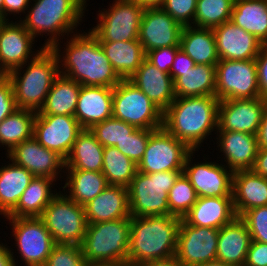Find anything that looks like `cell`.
Returning a JSON list of instances; mask_svg holds the SVG:
<instances>
[{
	"label": "cell",
	"instance_id": "680465c9",
	"mask_svg": "<svg viewBox=\"0 0 267 266\" xmlns=\"http://www.w3.org/2000/svg\"><path fill=\"white\" fill-rule=\"evenodd\" d=\"M144 9L162 8L165 0H135Z\"/></svg>",
	"mask_w": 267,
	"mask_h": 266
},
{
	"label": "cell",
	"instance_id": "30bf717a",
	"mask_svg": "<svg viewBox=\"0 0 267 266\" xmlns=\"http://www.w3.org/2000/svg\"><path fill=\"white\" fill-rule=\"evenodd\" d=\"M114 1L108 10L99 9V23L90 30L99 42L138 40L144 8L135 0Z\"/></svg>",
	"mask_w": 267,
	"mask_h": 266
},
{
	"label": "cell",
	"instance_id": "d6986e66",
	"mask_svg": "<svg viewBox=\"0 0 267 266\" xmlns=\"http://www.w3.org/2000/svg\"><path fill=\"white\" fill-rule=\"evenodd\" d=\"M9 21L0 25V66L6 74L23 66L43 49L32 51L35 38L20 21Z\"/></svg>",
	"mask_w": 267,
	"mask_h": 266
},
{
	"label": "cell",
	"instance_id": "c3c4849f",
	"mask_svg": "<svg viewBox=\"0 0 267 266\" xmlns=\"http://www.w3.org/2000/svg\"><path fill=\"white\" fill-rule=\"evenodd\" d=\"M180 47L157 48L146 53V59L157 69L170 74L176 52Z\"/></svg>",
	"mask_w": 267,
	"mask_h": 266
},
{
	"label": "cell",
	"instance_id": "d590c367",
	"mask_svg": "<svg viewBox=\"0 0 267 266\" xmlns=\"http://www.w3.org/2000/svg\"><path fill=\"white\" fill-rule=\"evenodd\" d=\"M230 21L267 45V0H234Z\"/></svg>",
	"mask_w": 267,
	"mask_h": 266
},
{
	"label": "cell",
	"instance_id": "ba28073f",
	"mask_svg": "<svg viewBox=\"0 0 267 266\" xmlns=\"http://www.w3.org/2000/svg\"><path fill=\"white\" fill-rule=\"evenodd\" d=\"M39 218L55 244L82 245L88 225L85 209L65 193L59 191Z\"/></svg>",
	"mask_w": 267,
	"mask_h": 266
},
{
	"label": "cell",
	"instance_id": "7a4b0ae2",
	"mask_svg": "<svg viewBox=\"0 0 267 266\" xmlns=\"http://www.w3.org/2000/svg\"><path fill=\"white\" fill-rule=\"evenodd\" d=\"M219 101L216 96L175 98L163 112V128L192 151H198L217 131Z\"/></svg>",
	"mask_w": 267,
	"mask_h": 266
},
{
	"label": "cell",
	"instance_id": "8fae6325",
	"mask_svg": "<svg viewBox=\"0 0 267 266\" xmlns=\"http://www.w3.org/2000/svg\"><path fill=\"white\" fill-rule=\"evenodd\" d=\"M216 97L220 101L259 98L256 59L219 60L216 65Z\"/></svg>",
	"mask_w": 267,
	"mask_h": 266
},
{
	"label": "cell",
	"instance_id": "9c48e42d",
	"mask_svg": "<svg viewBox=\"0 0 267 266\" xmlns=\"http://www.w3.org/2000/svg\"><path fill=\"white\" fill-rule=\"evenodd\" d=\"M112 117L139 129L163 127V112L129 79L113 89Z\"/></svg>",
	"mask_w": 267,
	"mask_h": 266
},
{
	"label": "cell",
	"instance_id": "bcb514c9",
	"mask_svg": "<svg viewBox=\"0 0 267 266\" xmlns=\"http://www.w3.org/2000/svg\"><path fill=\"white\" fill-rule=\"evenodd\" d=\"M197 0H165L162 9L182 26H194Z\"/></svg>",
	"mask_w": 267,
	"mask_h": 266
},
{
	"label": "cell",
	"instance_id": "83f0119b",
	"mask_svg": "<svg viewBox=\"0 0 267 266\" xmlns=\"http://www.w3.org/2000/svg\"><path fill=\"white\" fill-rule=\"evenodd\" d=\"M235 217L232 197H198L183 220L191 226L220 229Z\"/></svg>",
	"mask_w": 267,
	"mask_h": 266
},
{
	"label": "cell",
	"instance_id": "f907efd6",
	"mask_svg": "<svg viewBox=\"0 0 267 266\" xmlns=\"http://www.w3.org/2000/svg\"><path fill=\"white\" fill-rule=\"evenodd\" d=\"M256 59L260 97L267 99V45H263Z\"/></svg>",
	"mask_w": 267,
	"mask_h": 266
},
{
	"label": "cell",
	"instance_id": "f546056e",
	"mask_svg": "<svg viewBox=\"0 0 267 266\" xmlns=\"http://www.w3.org/2000/svg\"><path fill=\"white\" fill-rule=\"evenodd\" d=\"M99 43L121 79H130L146 59V52L139 40Z\"/></svg>",
	"mask_w": 267,
	"mask_h": 266
},
{
	"label": "cell",
	"instance_id": "ab89813d",
	"mask_svg": "<svg viewBox=\"0 0 267 266\" xmlns=\"http://www.w3.org/2000/svg\"><path fill=\"white\" fill-rule=\"evenodd\" d=\"M234 0H197L194 26L215 28L229 21Z\"/></svg>",
	"mask_w": 267,
	"mask_h": 266
},
{
	"label": "cell",
	"instance_id": "277c9868",
	"mask_svg": "<svg viewBox=\"0 0 267 266\" xmlns=\"http://www.w3.org/2000/svg\"><path fill=\"white\" fill-rule=\"evenodd\" d=\"M23 20H19L34 37L49 36L43 48H52L61 38L77 31L85 17L87 0H32ZM35 2V3H34ZM31 6V7H30ZM84 16V17H83Z\"/></svg>",
	"mask_w": 267,
	"mask_h": 266
},
{
	"label": "cell",
	"instance_id": "be15d7a7",
	"mask_svg": "<svg viewBox=\"0 0 267 266\" xmlns=\"http://www.w3.org/2000/svg\"><path fill=\"white\" fill-rule=\"evenodd\" d=\"M3 2L4 0H0V16L3 19Z\"/></svg>",
	"mask_w": 267,
	"mask_h": 266
},
{
	"label": "cell",
	"instance_id": "52a82bcc",
	"mask_svg": "<svg viewBox=\"0 0 267 266\" xmlns=\"http://www.w3.org/2000/svg\"><path fill=\"white\" fill-rule=\"evenodd\" d=\"M183 171L144 174L137 171L128 189L130 216L169 215L168 192Z\"/></svg>",
	"mask_w": 267,
	"mask_h": 266
},
{
	"label": "cell",
	"instance_id": "6f0895ef",
	"mask_svg": "<svg viewBox=\"0 0 267 266\" xmlns=\"http://www.w3.org/2000/svg\"><path fill=\"white\" fill-rule=\"evenodd\" d=\"M142 266H183L176 258V256L167 258V259H162V260H154V261H149Z\"/></svg>",
	"mask_w": 267,
	"mask_h": 266
},
{
	"label": "cell",
	"instance_id": "11a10c76",
	"mask_svg": "<svg viewBox=\"0 0 267 266\" xmlns=\"http://www.w3.org/2000/svg\"><path fill=\"white\" fill-rule=\"evenodd\" d=\"M9 246L0 244V266H18V262L15 260L16 257L13 255L12 248H8Z\"/></svg>",
	"mask_w": 267,
	"mask_h": 266
},
{
	"label": "cell",
	"instance_id": "4316f807",
	"mask_svg": "<svg viewBox=\"0 0 267 266\" xmlns=\"http://www.w3.org/2000/svg\"><path fill=\"white\" fill-rule=\"evenodd\" d=\"M232 200L236 216L245 211L267 205V178L253 170H239L233 174Z\"/></svg>",
	"mask_w": 267,
	"mask_h": 266
},
{
	"label": "cell",
	"instance_id": "9f6ffc18",
	"mask_svg": "<svg viewBox=\"0 0 267 266\" xmlns=\"http://www.w3.org/2000/svg\"><path fill=\"white\" fill-rule=\"evenodd\" d=\"M257 141L259 148H267V99L260 127L257 133Z\"/></svg>",
	"mask_w": 267,
	"mask_h": 266
},
{
	"label": "cell",
	"instance_id": "44dd1931",
	"mask_svg": "<svg viewBox=\"0 0 267 266\" xmlns=\"http://www.w3.org/2000/svg\"><path fill=\"white\" fill-rule=\"evenodd\" d=\"M213 31L220 60L255 59L264 45L253 34L230 20L213 28Z\"/></svg>",
	"mask_w": 267,
	"mask_h": 266
},
{
	"label": "cell",
	"instance_id": "603a6c76",
	"mask_svg": "<svg viewBox=\"0 0 267 266\" xmlns=\"http://www.w3.org/2000/svg\"><path fill=\"white\" fill-rule=\"evenodd\" d=\"M113 89L81 85L74 117L83 129L112 117Z\"/></svg>",
	"mask_w": 267,
	"mask_h": 266
},
{
	"label": "cell",
	"instance_id": "f1b7e54d",
	"mask_svg": "<svg viewBox=\"0 0 267 266\" xmlns=\"http://www.w3.org/2000/svg\"><path fill=\"white\" fill-rule=\"evenodd\" d=\"M180 49L195 64L216 66L219 59L213 29L195 26H183L180 37Z\"/></svg>",
	"mask_w": 267,
	"mask_h": 266
},
{
	"label": "cell",
	"instance_id": "4dcf8cb0",
	"mask_svg": "<svg viewBox=\"0 0 267 266\" xmlns=\"http://www.w3.org/2000/svg\"><path fill=\"white\" fill-rule=\"evenodd\" d=\"M103 150L90 129H83L65 159V170L102 172Z\"/></svg>",
	"mask_w": 267,
	"mask_h": 266
},
{
	"label": "cell",
	"instance_id": "e0dca14e",
	"mask_svg": "<svg viewBox=\"0 0 267 266\" xmlns=\"http://www.w3.org/2000/svg\"><path fill=\"white\" fill-rule=\"evenodd\" d=\"M265 106L266 99L261 97L219 101L217 130L257 135Z\"/></svg>",
	"mask_w": 267,
	"mask_h": 266
},
{
	"label": "cell",
	"instance_id": "1f68e13d",
	"mask_svg": "<svg viewBox=\"0 0 267 266\" xmlns=\"http://www.w3.org/2000/svg\"><path fill=\"white\" fill-rule=\"evenodd\" d=\"M33 178L28 170L12 161L0 167V215L7 217L15 209Z\"/></svg>",
	"mask_w": 267,
	"mask_h": 266
},
{
	"label": "cell",
	"instance_id": "6da1fadb",
	"mask_svg": "<svg viewBox=\"0 0 267 266\" xmlns=\"http://www.w3.org/2000/svg\"><path fill=\"white\" fill-rule=\"evenodd\" d=\"M84 33L75 32L69 36L64 43V54L60 53V42L52 47L59 61V73L84 86L116 87L122 79L113 69L97 36L90 29Z\"/></svg>",
	"mask_w": 267,
	"mask_h": 266
},
{
	"label": "cell",
	"instance_id": "74e56055",
	"mask_svg": "<svg viewBox=\"0 0 267 266\" xmlns=\"http://www.w3.org/2000/svg\"><path fill=\"white\" fill-rule=\"evenodd\" d=\"M36 112L17 109L0 123V146L7 147L8 154L15 146L33 137Z\"/></svg>",
	"mask_w": 267,
	"mask_h": 266
},
{
	"label": "cell",
	"instance_id": "7dc6e473",
	"mask_svg": "<svg viewBox=\"0 0 267 266\" xmlns=\"http://www.w3.org/2000/svg\"><path fill=\"white\" fill-rule=\"evenodd\" d=\"M17 109L12 83L5 76L0 80V123Z\"/></svg>",
	"mask_w": 267,
	"mask_h": 266
},
{
	"label": "cell",
	"instance_id": "f35d334b",
	"mask_svg": "<svg viewBox=\"0 0 267 266\" xmlns=\"http://www.w3.org/2000/svg\"><path fill=\"white\" fill-rule=\"evenodd\" d=\"M137 171V164L115 146L104 147L102 173L109 185L127 188Z\"/></svg>",
	"mask_w": 267,
	"mask_h": 266
},
{
	"label": "cell",
	"instance_id": "d4e9b609",
	"mask_svg": "<svg viewBox=\"0 0 267 266\" xmlns=\"http://www.w3.org/2000/svg\"><path fill=\"white\" fill-rule=\"evenodd\" d=\"M88 224L131 218L128 189L109 185L93 200L84 205Z\"/></svg>",
	"mask_w": 267,
	"mask_h": 266
},
{
	"label": "cell",
	"instance_id": "ffe728a7",
	"mask_svg": "<svg viewBox=\"0 0 267 266\" xmlns=\"http://www.w3.org/2000/svg\"><path fill=\"white\" fill-rule=\"evenodd\" d=\"M182 29L162 8L144 9L138 40L146 53L157 48L180 47Z\"/></svg>",
	"mask_w": 267,
	"mask_h": 266
},
{
	"label": "cell",
	"instance_id": "e575fe53",
	"mask_svg": "<svg viewBox=\"0 0 267 266\" xmlns=\"http://www.w3.org/2000/svg\"><path fill=\"white\" fill-rule=\"evenodd\" d=\"M54 181L56 182L47 177H34L22 193L15 209L7 217H40L47 205L58 194L57 191L52 190Z\"/></svg>",
	"mask_w": 267,
	"mask_h": 266
},
{
	"label": "cell",
	"instance_id": "cb8c5ba5",
	"mask_svg": "<svg viewBox=\"0 0 267 266\" xmlns=\"http://www.w3.org/2000/svg\"><path fill=\"white\" fill-rule=\"evenodd\" d=\"M162 112L175 100L174 82L169 73L157 69L145 59L129 79Z\"/></svg>",
	"mask_w": 267,
	"mask_h": 266
},
{
	"label": "cell",
	"instance_id": "7bdbcfd3",
	"mask_svg": "<svg viewBox=\"0 0 267 266\" xmlns=\"http://www.w3.org/2000/svg\"><path fill=\"white\" fill-rule=\"evenodd\" d=\"M44 266H88V263L80 245L55 244Z\"/></svg>",
	"mask_w": 267,
	"mask_h": 266
},
{
	"label": "cell",
	"instance_id": "2e32d148",
	"mask_svg": "<svg viewBox=\"0 0 267 266\" xmlns=\"http://www.w3.org/2000/svg\"><path fill=\"white\" fill-rule=\"evenodd\" d=\"M82 130L74 116L36 115L33 137L65 160Z\"/></svg>",
	"mask_w": 267,
	"mask_h": 266
},
{
	"label": "cell",
	"instance_id": "5b68a950",
	"mask_svg": "<svg viewBox=\"0 0 267 266\" xmlns=\"http://www.w3.org/2000/svg\"><path fill=\"white\" fill-rule=\"evenodd\" d=\"M59 74V61L52 48H43L33 59L9 72L17 108L39 112Z\"/></svg>",
	"mask_w": 267,
	"mask_h": 266
},
{
	"label": "cell",
	"instance_id": "7402d4cb",
	"mask_svg": "<svg viewBox=\"0 0 267 266\" xmlns=\"http://www.w3.org/2000/svg\"><path fill=\"white\" fill-rule=\"evenodd\" d=\"M217 147L231 171L252 170L258 152L257 135L246 132L217 130ZM220 147V149H219Z\"/></svg>",
	"mask_w": 267,
	"mask_h": 266
},
{
	"label": "cell",
	"instance_id": "8992f818",
	"mask_svg": "<svg viewBox=\"0 0 267 266\" xmlns=\"http://www.w3.org/2000/svg\"><path fill=\"white\" fill-rule=\"evenodd\" d=\"M131 218L87 225L81 245L87 263L128 262Z\"/></svg>",
	"mask_w": 267,
	"mask_h": 266
},
{
	"label": "cell",
	"instance_id": "e7e4bbea",
	"mask_svg": "<svg viewBox=\"0 0 267 266\" xmlns=\"http://www.w3.org/2000/svg\"><path fill=\"white\" fill-rule=\"evenodd\" d=\"M0 75H1L2 77L7 76V74L1 69V66H0Z\"/></svg>",
	"mask_w": 267,
	"mask_h": 266
},
{
	"label": "cell",
	"instance_id": "ac0fdd59",
	"mask_svg": "<svg viewBox=\"0 0 267 266\" xmlns=\"http://www.w3.org/2000/svg\"><path fill=\"white\" fill-rule=\"evenodd\" d=\"M7 155V159L24 167L34 177L57 180L60 172H66L65 160L56 152L42 146L34 137L24 140Z\"/></svg>",
	"mask_w": 267,
	"mask_h": 266
},
{
	"label": "cell",
	"instance_id": "816d5d0a",
	"mask_svg": "<svg viewBox=\"0 0 267 266\" xmlns=\"http://www.w3.org/2000/svg\"><path fill=\"white\" fill-rule=\"evenodd\" d=\"M195 66L194 61L181 49H179L174 57V62L170 68V75L173 82L181 76V72L191 70Z\"/></svg>",
	"mask_w": 267,
	"mask_h": 266
},
{
	"label": "cell",
	"instance_id": "8d00e7d4",
	"mask_svg": "<svg viewBox=\"0 0 267 266\" xmlns=\"http://www.w3.org/2000/svg\"><path fill=\"white\" fill-rule=\"evenodd\" d=\"M66 180L63 188L68 198L77 204L84 206L93 200L105 188L109 186L102 172L66 170ZM68 187V192L65 189Z\"/></svg>",
	"mask_w": 267,
	"mask_h": 266
},
{
	"label": "cell",
	"instance_id": "b9f144b4",
	"mask_svg": "<svg viewBox=\"0 0 267 266\" xmlns=\"http://www.w3.org/2000/svg\"><path fill=\"white\" fill-rule=\"evenodd\" d=\"M137 128L122 120L110 117L90 128L97 141L103 146H116L129 137Z\"/></svg>",
	"mask_w": 267,
	"mask_h": 266
},
{
	"label": "cell",
	"instance_id": "f6af8a7d",
	"mask_svg": "<svg viewBox=\"0 0 267 266\" xmlns=\"http://www.w3.org/2000/svg\"><path fill=\"white\" fill-rule=\"evenodd\" d=\"M240 218L245 222L252 241L267 243V205L249 209Z\"/></svg>",
	"mask_w": 267,
	"mask_h": 266
},
{
	"label": "cell",
	"instance_id": "5bb4252c",
	"mask_svg": "<svg viewBox=\"0 0 267 266\" xmlns=\"http://www.w3.org/2000/svg\"><path fill=\"white\" fill-rule=\"evenodd\" d=\"M195 152L192 151L186 157L183 173L195 188L197 196L232 197L234 172L228 169L226 164L215 161L193 163L192 157Z\"/></svg>",
	"mask_w": 267,
	"mask_h": 266
},
{
	"label": "cell",
	"instance_id": "94428289",
	"mask_svg": "<svg viewBox=\"0 0 267 266\" xmlns=\"http://www.w3.org/2000/svg\"><path fill=\"white\" fill-rule=\"evenodd\" d=\"M88 266H119V263H89Z\"/></svg>",
	"mask_w": 267,
	"mask_h": 266
},
{
	"label": "cell",
	"instance_id": "484cf974",
	"mask_svg": "<svg viewBox=\"0 0 267 266\" xmlns=\"http://www.w3.org/2000/svg\"><path fill=\"white\" fill-rule=\"evenodd\" d=\"M252 238L245 222L236 216L219 229L216 260L244 266Z\"/></svg>",
	"mask_w": 267,
	"mask_h": 266
},
{
	"label": "cell",
	"instance_id": "681fc988",
	"mask_svg": "<svg viewBox=\"0 0 267 266\" xmlns=\"http://www.w3.org/2000/svg\"><path fill=\"white\" fill-rule=\"evenodd\" d=\"M244 266H267V243L251 241Z\"/></svg>",
	"mask_w": 267,
	"mask_h": 266
},
{
	"label": "cell",
	"instance_id": "3957f363",
	"mask_svg": "<svg viewBox=\"0 0 267 266\" xmlns=\"http://www.w3.org/2000/svg\"><path fill=\"white\" fill-rule=\"evenodd\" d=\"M180 223L173 215L131 217L128 262L142 265L175 256Z\"/></svg>",
	"mask_w": 267,
	"mask_h": 266
},
{
	"label": "cell",
	"instance_id": "836d02e7",
	"mask_svg": "<svg viewBox=\"0 0 267 266\" xmlns=\"http://www.w3.org/2000/svg\"><path fill=\"white\" fill-rule=\"evenodd\" d=\"M176 98L216 96V66L195 64L174 81Z\"/></svg>",
	"mask_w": 267,
	"mask_h": 266
},
{
	"label": "cell",
	"instance_id": "9a60e30c",
	"mask_svg": "<svg viewBox=\"0 0 267 266\" xmlns=\"http://www.w3.org/2000/svg\"><path fill=\"white\" fill-rule=\"evenodd\" d=\"M219 229L191 226L183 219L178 231L176 258L183 266L216 260Z\"/></svg>",
	"mask_w": 267,
	"mask_h": 266
},
{
	"label": "cell",
	"instance_id": "03108f58",
	"mask_svg": "<svg viewBox=\"0 0 267 266\" xmlns=\"http://www.w3.org/2000/svg\"><path fill=\"white\" fill-rule=\"evenodd\" d=\"M4 20L1 18V16H0V25L2 24V22H3Z\"/></svg>",
	"mask_w": 267,
	"mask_h": 266
},
{
	"label": "cell",
	"instance_id": "ee69618b",
	"mask_svg": "<svg viewBox=\"0 0 267 266\" xmlns=\"http://www.w3.org/2000/svg\"><path fill=\"white\" fill-rule=\"evenodd\" d=\"M157 129L137 128L129 137L118 143L115 147L136 164L142 159L150 135Z\"/></svg>",
	"mask_w": 267,
	"mask_h": 266
},
{
	"label": "cell",
	"instance_id": "7c38bea8",
	"mask_svg": "<svg viewBox=\"0 0 267 266\" xmlns=\"http://www.w3.org/2000/svg\"><path fill=\"white\" fill-rule=\"evenodd\" d=\"M25 266H44L55 242L39 217H5Z\"/></svg>",
	"mask_w": 267,
	"mask_h": 266
},
{
	"label": "cell",
	"instance_id": "d6a6232c",
	"mask_svg": "<svg viewBox=\"0 0 267 266\" xmlns=\"http://www.w3.org/2000/svg\"><path fill=\"white\" fill-rule=\"evenodd\" d=\"M81 85L59 74L53 82L45 102L36 115L74 116Z\"/></svg>",
	"mask_w": 267,
	"mask_h": 266
},
{
	"label": "cell",
	"instance_id": "4fadbf2b",
	"mask_svg": "<svg viewBox=\"0 0 267 266\" xmlns=\"http://www.w3.org/2000/svg\"><path fill=\"white\" fill-rule=\"evenodd\" d=\"M192 150L163 127L155 130L149 137L146 150L137 164L144 174L163 171H183L186 157Z\"/></svg>",
	"mask_w": 267,
	"mask_h": 266
},
{
	"label": "cell",
	"instance_id": "91938a15",
	"mask_svg": "<svg viewBox=\"0 0 267 266\" xmlns=\"http://www.w3.org/2000/svg\"><path fill=\"white\" fill-rule=\"evenodd\" d=\"M195 266H233V265L226 264V263H223V262L218 261V260H214V261H211V262L202 263V264H198V265H195Z\"/></svg>",
	"mask_w": 267,
	"mask_h": 266
},
{
	"label": "cell",
	"instance_id": "6125c7cd",
	"mask_svg": "<svg viewBox=\"0 0 267 266\" xmlns=\"http://www.w3.org/2000/svg\"><path fill=\"white\" fill-rule=\"evenodd\" d=\"M119 266H142L139 264H131L129 262H125V263H119Z\"/></svg>",
	"mask_w": 267,
	"mask_h": 266
},
{
	"label": "cell",
	"instance_id": "f5cc1de1",
	"mask_svg": "<svg viewBox=\"0 0 267 266\" xmlns=\"http://www.w3.org/2000/svg\"><path fill=\"white\" fill-rule=\"evenodd\" d=\"M31 0H4L3 2V20L7 21L8 15L10 14H20L25 13L27 11Z\"/></svg>",
	"mask_w": 267,
	"mask_h": 266
},
{
	"label": "cell",
	"instance_id": "60d3db41",
	"mask_svg": "<svg viewBox=\"0 0 267 266\" xmlns=\"http://www.w3.org/2000/svg\"><path fill=\"white\" fill-rule=\"evenodd\" d=\"M197 198L195 188L182 173L168 192L169 215L183 219L196 203Z\"/></svg>",
	"mask_w": 267,
	"mask_h": 266
},
{
	"label": "cell",
	"instance_id": "db71d44e",
	"mask_svg": "<svg viewBox=\"0 0 267 266\" xmlns=\"http://www.w3.org/2000/svg\"><path fill=\"white\" fill-rule=\"evenodd\" d=\"M256 174L267 178V148H259L256 161L252 169Z\"/></svg>",
	"mask_w": 267,
	"mask_h": 266
}]
</instances>
